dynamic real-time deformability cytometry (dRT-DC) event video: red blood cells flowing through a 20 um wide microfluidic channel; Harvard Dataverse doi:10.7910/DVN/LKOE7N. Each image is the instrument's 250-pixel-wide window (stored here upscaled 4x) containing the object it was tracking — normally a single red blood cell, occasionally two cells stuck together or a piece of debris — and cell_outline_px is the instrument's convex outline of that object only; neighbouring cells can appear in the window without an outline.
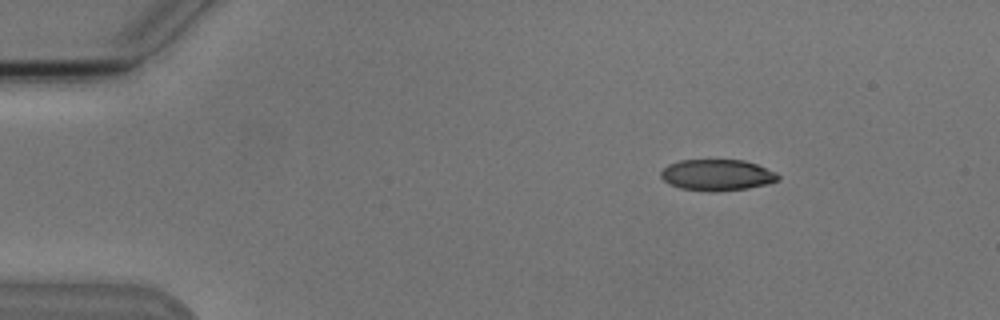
{"species": "Egyptian fruit bat (a non-hibernating species)", "species_latin": "Rousettus aegyptiacus", "temperature_condition": "cold", "stored_images_in_passage": 4, "camera_frame_rate_fps": 3000, "um_per_image_px": 0.085, "animal": {"sex": "male"}, "frame": {"image": 1, "passage_image": 1, "time_ms": 0.0, "image_size_px": [1000, 320], "cell_outline_px": [[780, 180], [748, 188], [712, 192], [708, 192], [680, 188], [668, 184], [660, 176], [660, 172], [668, 164], [680, 160], [744, 160], [756, 164], [776, 172], [780, 176]], "centroid_in_image_um": [60.93, 14.88], "position_along_channel_um": 24.1, "area_um2": 21.39}}